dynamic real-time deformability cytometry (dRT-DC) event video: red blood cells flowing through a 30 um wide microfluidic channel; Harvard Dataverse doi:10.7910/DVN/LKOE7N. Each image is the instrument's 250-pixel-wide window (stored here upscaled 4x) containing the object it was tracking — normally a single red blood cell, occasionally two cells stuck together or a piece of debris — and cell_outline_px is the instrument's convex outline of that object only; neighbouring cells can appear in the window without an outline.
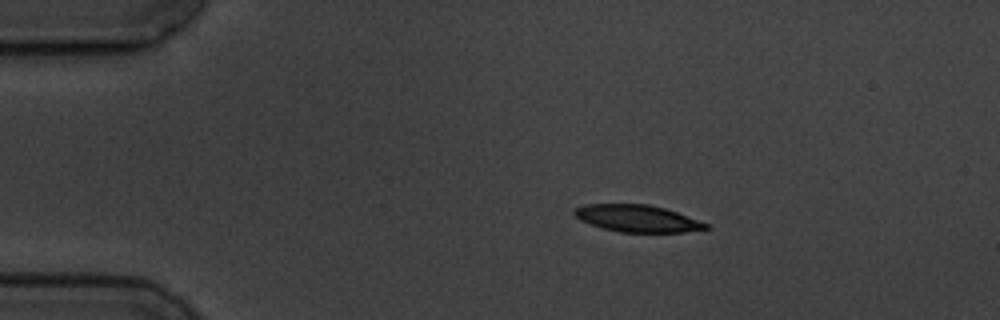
{"species": "common noctule bat (a hibernating species)", "species_latin": "Nyctalus noctula", "temperature_condition": "cold", "stored_images_in_passage": 4, "camera_frame_rate_fps": 3000, "um_per_image_px": 0.085, "animal": {"sex": "male", "body_mass_g": 19.5, "forearm_length_mm": 54.6}, "frame": {"image": 1, "passage_image": 1, "time_ms": 0.0, "image_size_px": [1000, 320], "cell_outline_px": [[712, 228], [684, 232], [620, 232], [604, 228], [580, 220], [572, 212], [576, 208], [584, 204], [648, 204], [664, 208], [676, 212], [708, 224]], "centroid_in_image_um": [54.17, 18.56], "position_along_channel_um": 30.8, "area_um2": 20.46}}
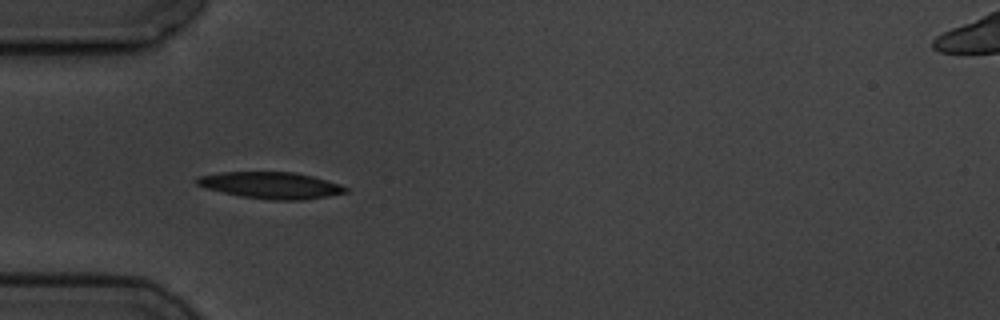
{"frame": {"image": 2, "passage_image": 3, "time_ms": 2.333, "image_size_px": [1000, 320], "cell_outline_px": [[348, 192], [328, 196], [304, 200], [272, 200], [240, 196], [208, 188], [196, 184], [196, 176], [220, 172], [292, 172], [312, 176], [340, 184], [348, 188]], "centroid_in_image_um": [23.04, 15.75], "position_along_channel_um": 62.0, "area_um2": 22.95}}
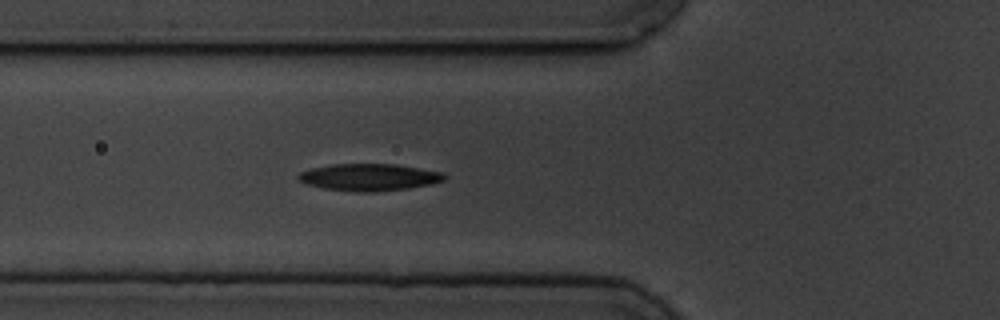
{"frame": {"image": 3, "passage_image": 4, "time_ms": 3.333, "image_size_px": [1000, 320], "cell_outline_px": [[448, 176], [444, 180], [432, 184], [408, 188], [372, 192], [360, 192], [324, 188], [308, 184], [296, 180], [296, 176], [300, 172], [312, 168], [332, 164], [396, 164], [444, 172]], "centroid_in_image_um": [31.4, 15.06], "position_along_channel_um": 94.4, "area_um2": 23.06}}